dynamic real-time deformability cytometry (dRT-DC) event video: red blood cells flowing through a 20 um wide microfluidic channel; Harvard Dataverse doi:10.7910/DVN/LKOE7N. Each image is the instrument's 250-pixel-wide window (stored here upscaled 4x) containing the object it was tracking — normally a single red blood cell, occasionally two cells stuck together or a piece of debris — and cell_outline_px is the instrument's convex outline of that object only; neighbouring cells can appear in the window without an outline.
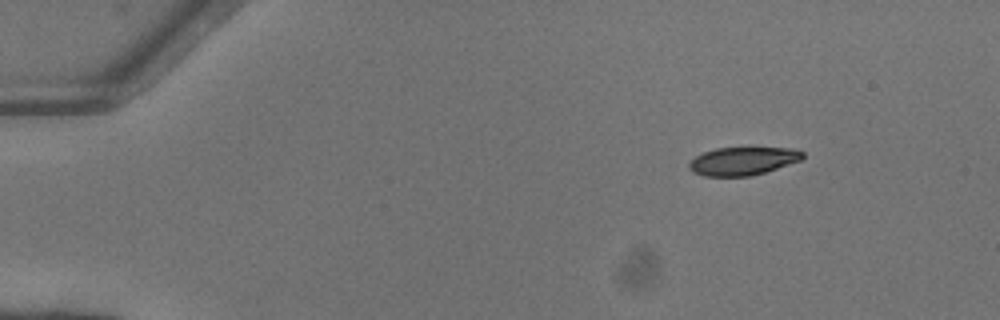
{"species": "common noctule bat (a hibernating species)", "species_latin": "Nyctalus noctula", "temperature_condition": "warm", "stored_images_in_passage": 20, "camera_frame_rate_fps": 3000, "um_per_image_px": 0.085, "animal": {"sex": "female"}, "frame": {"image": 1, "passage_image": 1, "time_ms": 0.0, "image_size_px": [1000, 320], "cell_outline_px": [[804, 156], [800, 160], [752, 176], [704, 176], [692, 172], [688, 168], [688, 164], [696, 156], [704, 152], [716, 148], [792, 148], [804, 152]], "centroid_in_image_um": [63.11, 13.69], "position_along_channel_um": 21.9, "area_um2": 18.44}}
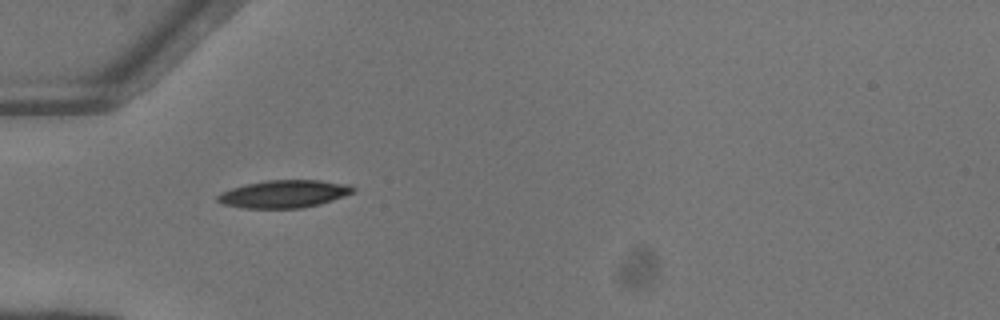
{"frame": {"image": 2, "passage_image": 11, "time_ms": 3.333, "image_size_px": [1000, 320], "cell_outline_px": [[356, 192], [320, 204], [304, 208], [244, 208], [224, 204], [216, 200], [216, 196], [220, 192], [244, 184], [268, 180], [320, 180], [348, 184], [356, 188]], "centroid_in_image_um": [24.16, 16.48], "position_along_channel_um": 60.8, "area_um2": 21.96}}
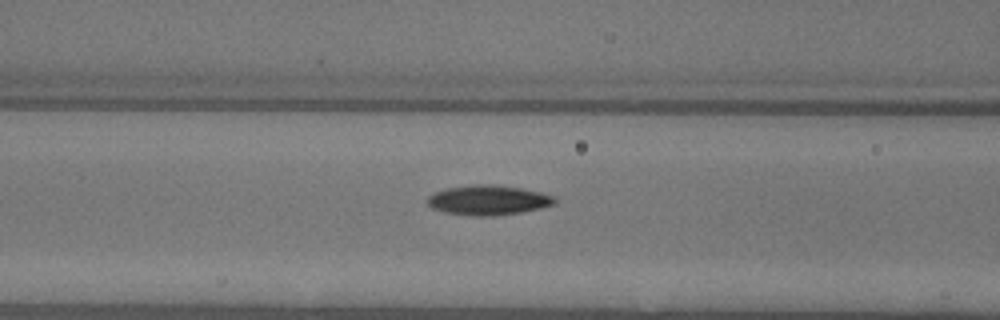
{"frame": {"image": 3, "passage_image": 16, "time_ms": 5.0, "image_size_px": [1000, 320], "cell_outline_px": [[556, 204], [540, 208], [520, 212], [492, 216], [472, 216], [444, 212], [432, 208], [428, 204], [428, 196], [436, 192], [448, 188], [472, 184], [484, 184], [520, 188], [540, 192], [556, 196]], "centroid_in_image_um": [41.52, 17.02], "position_along_channel_um": 125.1, "area_um2": 21.96}}